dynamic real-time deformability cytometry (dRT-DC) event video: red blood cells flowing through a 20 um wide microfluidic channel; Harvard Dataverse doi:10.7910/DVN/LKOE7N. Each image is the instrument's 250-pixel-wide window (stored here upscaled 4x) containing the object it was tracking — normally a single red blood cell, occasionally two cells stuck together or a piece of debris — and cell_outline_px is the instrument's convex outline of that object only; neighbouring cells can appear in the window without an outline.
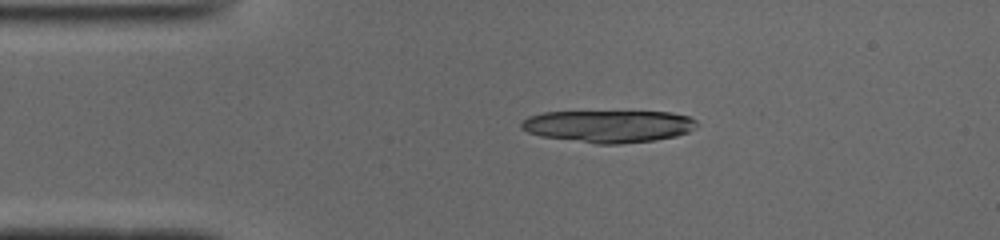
{"species": "common noctule bat (a hibernating species)", "species_latin": "Nyctalus noctula", "temperature_condition": "cold", "stored_images_in_passage": 7, "camera_frame_rate_fps": 3000, "um_per_image_px": 0.085, "animal": {"sex": "male", "body_mass_g": 19.0, "forearm_length_mm": 50.8}, "frame": {"image": 1, "passage_image": 2, "time_ms": 0.333, "image_size_px": [1000, 240], "cell_outline_px": [[700, 124], [696, 128], [688, 132], [676, 136], [656, 140], [620, 144], [596, 144], [540, 136], [528, 132], [520, 128], [520, 120], [528, 116], [544, 112], [672, 112], [688, 116], [696, 120]], "centroid_in_image_um": [51.73, 10.73], "position_along_channel_um": 33.3, "area_um2": 33.29}}